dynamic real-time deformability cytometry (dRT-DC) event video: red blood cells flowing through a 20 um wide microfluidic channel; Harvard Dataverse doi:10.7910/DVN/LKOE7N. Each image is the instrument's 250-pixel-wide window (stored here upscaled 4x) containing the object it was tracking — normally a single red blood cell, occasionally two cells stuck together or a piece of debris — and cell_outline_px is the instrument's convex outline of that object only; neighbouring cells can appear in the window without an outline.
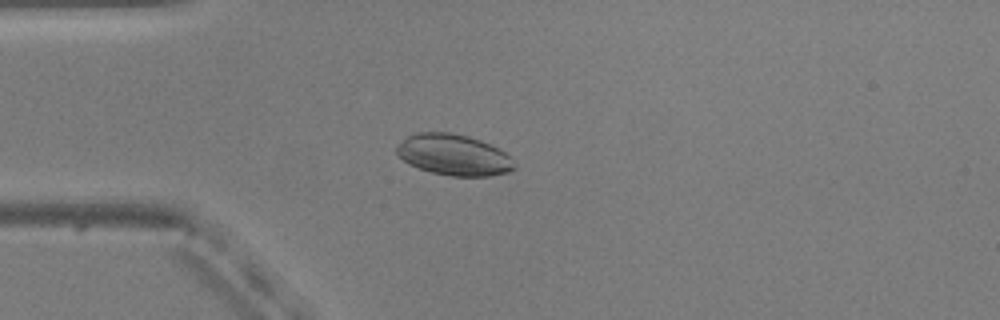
{"species": "common noctule bat (a hibernating species)", "species_latin": "Nyctalus noctula", "temperature_condition": "warm", "stored_images_in_passage": 39, "camera_frame_rate_fps": 3000, "um_per_image_px": 0.085, "animal": {"sex": "male", "body_mass_g": 20.5, "forearm_length_mm": 52.5}, "frame": {"image": 1, "passage_image": 5, "time_ms": 1.333, "image_size_px": [1000, 320], "cell_outline_px": [[516, 168], [508, 172], [488, 176], [452, 176], [432, 172], [408, 164], [396, 152], [396, 148], [408, 136], [416, 132], [448, 132], [468, 136], [480, 140], [504, 152], [516, 164]], "centroid_in_image_um": [38.57, 13.17], "position_along_channel_um": 46.4, "area_um2": 27.8}}
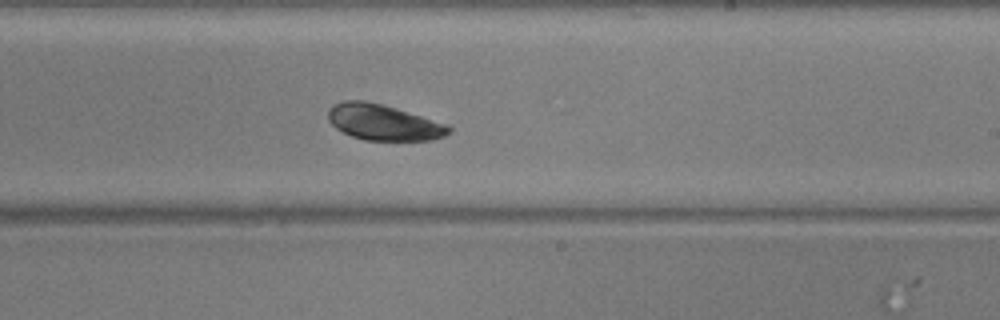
{"frame": {"image": 2, "passage_image": 23, "time_ms": 7.333, "image_size_px": [1000, 320], "cell_outline_px": [[452, 132], [444, 136], [432, 140], [364, 140], [352, 136], [336, 128], [328, 120], [328, 112], [332, 104], [344, 100], [364, 100], [384, 104], [448, 124], [452, 128]], "centroid_in_image_um": [32.61, 10.39], "position_along_channel_um": 256.4, "area_um2": 25.37}}
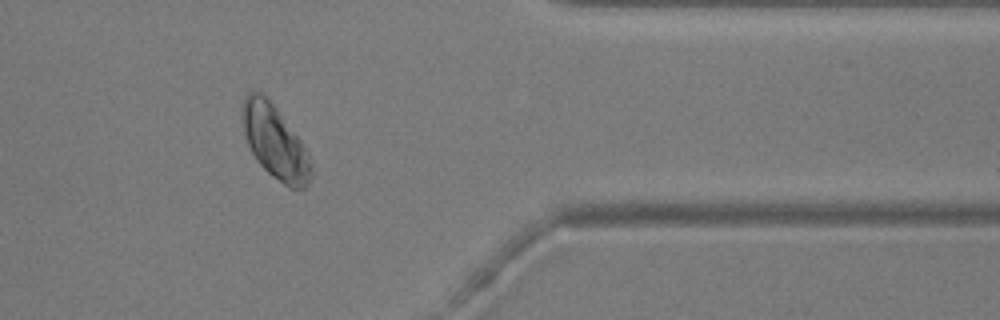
{"frame": {"image": 3, "passage_image": 35, "time_ms": 11.333, "image_size_px": [1000, 320], "cell_outline_px": [[312, 176], [308, 184], [304, 188], [288, 188], [272, 176], [256, 160], [248, 144], [244, 132], [244, 96], [248, 92], [260, 92], [276, 108], [300, 140], [312, 160]], "centroid_in_image_um": [23.41, 12.14], "position_along_channel_um": 388.0, "area_um2": 28.78}}